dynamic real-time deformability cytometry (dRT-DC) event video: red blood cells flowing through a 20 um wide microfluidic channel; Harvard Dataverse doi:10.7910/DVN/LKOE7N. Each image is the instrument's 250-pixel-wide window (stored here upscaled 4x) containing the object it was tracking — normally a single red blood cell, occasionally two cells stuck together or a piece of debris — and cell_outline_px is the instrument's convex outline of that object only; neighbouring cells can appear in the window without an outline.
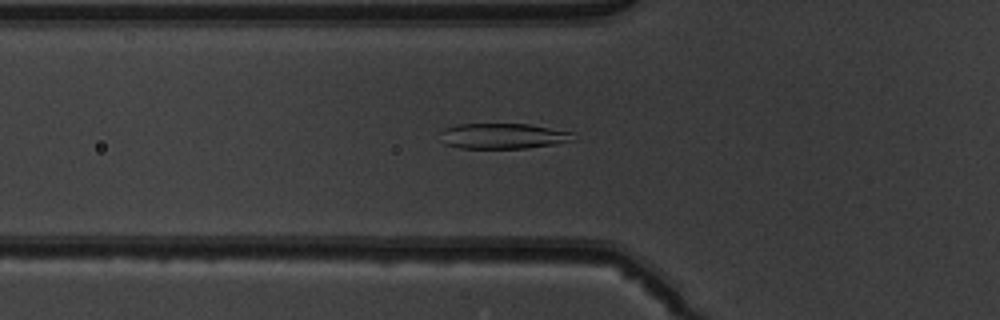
{"species": "common noctule bat (a hibernating species)", "species_latin": "Nyctalus noctula", "temperature_condition": "warm", "stored_images_in_passage": 37, "camera_frame_rate_fps": 3000, "um_per_image_px": 0.085, "animal": {"sex": "male", "body_mass_g": 19.5, "forearm_length_mm": 54.6}, "frame": {"image": 1, "passage_image": 4, "time_ms": 1.0, "image_size_px": [1000, 320], "cell_outline_px": [[580, 140], [556, 144], [528, 148], [460, 148], [444, 144], [440, 132], [444, 128], [456, 124], [528, 124], [572, 132]], "centroid_in_image_um": [42.81, 11.57], "position_along_channel_um": 83.0, "area_um2": 20.0}}
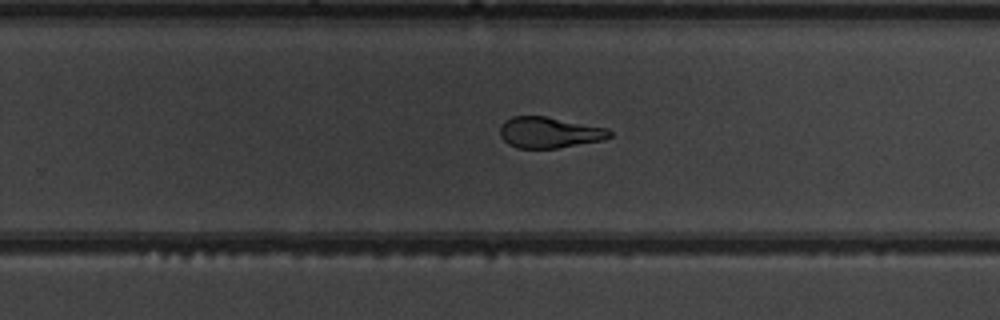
{"frame": {"image": 2, "passage_image": 19, "time_ms": 6.0, "image_size_px": [1000, 320], "cell_outline_px": [[612, 136], [604, 140], [556, 148], [516, 148], [508, 144], [500, 136], [500, 124], [504, 120], [512, 116], [544, 116], [608, 128], [612, 132]], "centroid_in_image_um": [46.67, 11.26], "position_along_channel_um": 283.1, "area_um2": 19.88}}
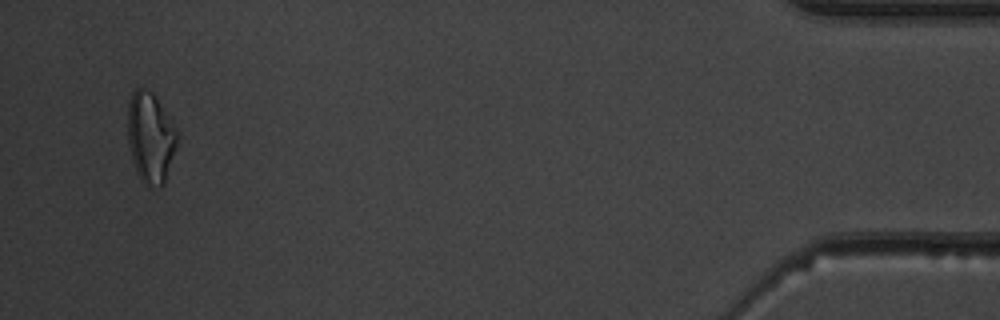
{"frame": {"image": 3, "passage_image": 35, "time_ms": 11.333, "image_size_px": [1000, 320], "cell_outline_px": [[180, 140], [164, 184], [160, 188], [144, 184], [140, 180], [136, 172], [132, 160], [128, 144], [128, 100], [132, 92], [136, 88], [144, 88], [152, 92], [156, 96], [176, 128], [180, 136]], "centroid_in_image_um": [12.81, 11.7], "position_along_channel_um": 422.4, "area_um2": 26.76}, "authors_computed_cell_mechanics": {"area_um2": 21.2126, "velocity_mm_per_s": 4.0007, "shape_relaxation_time_tau1_ms": 5.0587, "shape_relaxation_time_tau2_ms": 1.2214, "deformation_change_tau1": 0.1971, "deformation_change_tau2": 0.0826}}